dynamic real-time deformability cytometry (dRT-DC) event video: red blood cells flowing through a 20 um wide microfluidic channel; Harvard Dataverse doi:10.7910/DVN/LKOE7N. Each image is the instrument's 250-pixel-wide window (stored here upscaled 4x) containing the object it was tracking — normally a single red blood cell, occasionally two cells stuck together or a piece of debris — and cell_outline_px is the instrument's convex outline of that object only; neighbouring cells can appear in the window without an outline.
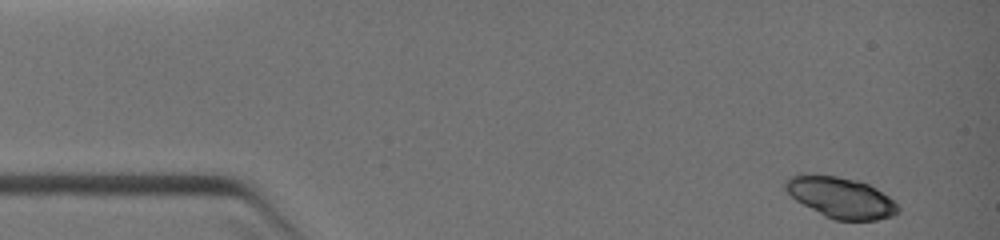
{"species": "common noctule bat (a hibernating species)", "species_latin": "Nyctalus noctula", "temperature_condition": "warm", "stored_images_in_passage": 10, "segment_of_instrument_passage": [1, 2], "camera_frame_rate_fps": 3000, "um_per_image_px": 0.085, "animal": {"sex": "female", "body_mass_g": 19.0, "forearm_length_mm": 51.5}, "frame": {"image": 1, "passage_image": 1, "time_ms": 0.0, "image_size_px": [1000, 240], "cell_outline_px": [[900, 208], [892, 216], [876, 220], [836, 220], [824, 216], [796, 200], [784, 188], [784, 180], [800, 172], [808, 172], [836, 176], [860, 180], [876, 188], [888, 196]], "centroid_in_image_um": [71.41, 16.75], "position_along_channel_um": 13.6, "area_um2": 27.05}}